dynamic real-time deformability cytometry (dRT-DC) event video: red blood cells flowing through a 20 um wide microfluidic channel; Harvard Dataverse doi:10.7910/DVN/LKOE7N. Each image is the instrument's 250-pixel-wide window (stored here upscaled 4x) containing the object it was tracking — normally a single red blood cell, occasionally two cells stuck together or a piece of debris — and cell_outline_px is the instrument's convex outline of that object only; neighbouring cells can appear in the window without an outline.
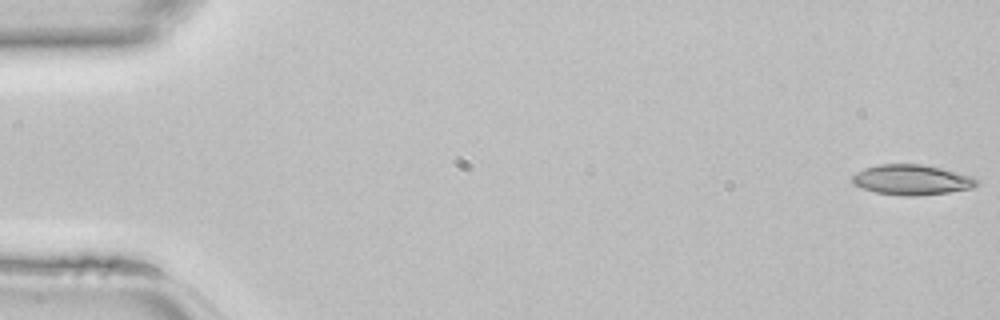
{"species": "common noctule bat (a hibernating species)", "species_latin": "Nyctalus noctula", "temperature_condition": "room temperature", "stored_images_in_passage": 45, "camera_frame_rate_fps": 3000, "um_per_image_px": 0.085, "animal": {"sex": "female", "body_mass_g": 22.7, "forearm_length_mm": 54.2}, "frame": {"image": 1, "passage_image": 1, "time_ms": 0.0, "image_size_px": [1000, 320], "cell_outline_px": [[976, 184], [972, 188], [948, 192], [916, 196], [904, 196], [876, 192], [852, 184], [852, 176], [856, 172], [864, 168], [880, 164], [924, 164], [976, 176]], "centroid_in_image_um": [77.51, 15.27], "position_along_channel_um": 7.5, "area_um2": 21.96}}
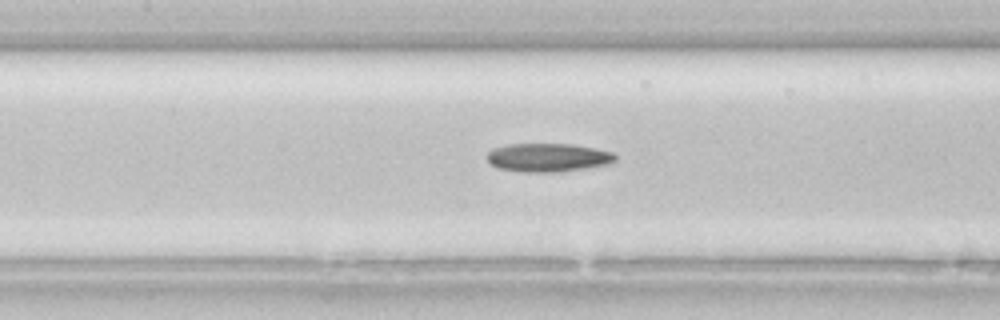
{"frame": {"image": 2, "passage_image": 21, "time_ms": 6.667, "image_size_px": [1000, 320], "cell_outline_px": [[616, 160], [612, 164], [560, 172], [520, 172], [496, 168], [484, 156], [492, 148], [508, 144], [572, 144], [596, 148], [612, 152], [616, 156]], "centroid_in_image_um": [46.57, 13.39], "position_along_channel_um": 160.8, "area_um2": 21.68}}
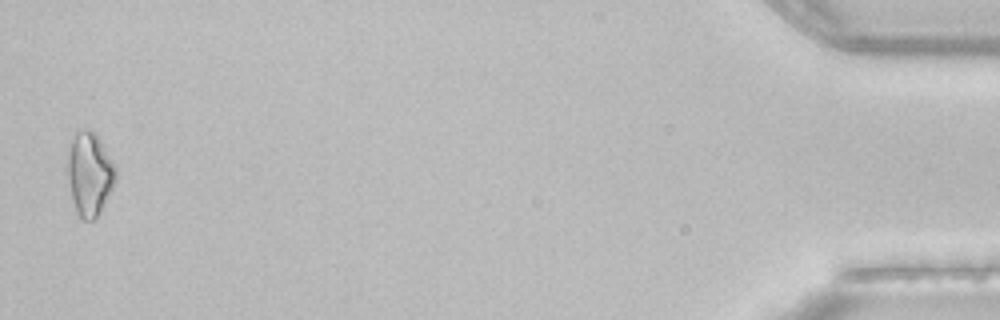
{"frame": {"image": 3, "passage_image": 45, "time_ms": 14.667, "image_size_px": [1000, 320], "cell_outline_px": [[116, 180], [100, 212], [92, 220], [84, 220], [76, 212], [72, 200], [64, 168], [68, 152], [72, 140], [76, 132], [88, 128], [96, 132], [112, 160], [116, 168]], "centroid_in_image_um": [7.58, 14.76], "position_along_channel_um": 427.6, "area_um2": 23.76}}